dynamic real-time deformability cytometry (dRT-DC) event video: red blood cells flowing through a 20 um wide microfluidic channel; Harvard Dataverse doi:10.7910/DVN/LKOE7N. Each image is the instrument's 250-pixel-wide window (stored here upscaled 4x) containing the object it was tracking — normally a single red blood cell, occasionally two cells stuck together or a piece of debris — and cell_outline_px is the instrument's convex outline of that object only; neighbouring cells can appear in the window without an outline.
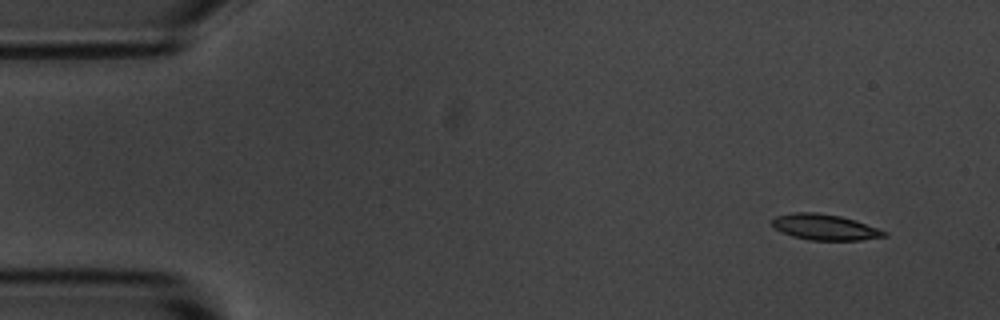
{"species": "common noctule bat (a hibernating species)", "species_latin": "Nyctalus noctula", "temperature_condition": "room temperature", "stored_images_in_passage": 4, "camera_frame_rate_fps": 3000, "um_per_image_px": 0.085, "animal": {"sex": "male", "body_mass_g": 20.1, "forearm_length_mm": 53.5}, "frame": {"image": 1, "passage_image": 1, "time_ms": 0.0, "image_size_px": [1000, 320], "cell_outline_px": [[888, 236], [860, 240], [808, 240], [792, 236], [780, 232], [772, 224], [772, 220], [776, 216], [792, 212], [816, 212], [840, 216], [856, 220], [888, 232]], "centroid_in_image_um": [70.11, 19.3], "position_along_channel_um": 14.9, "area_um2": 16.94}}
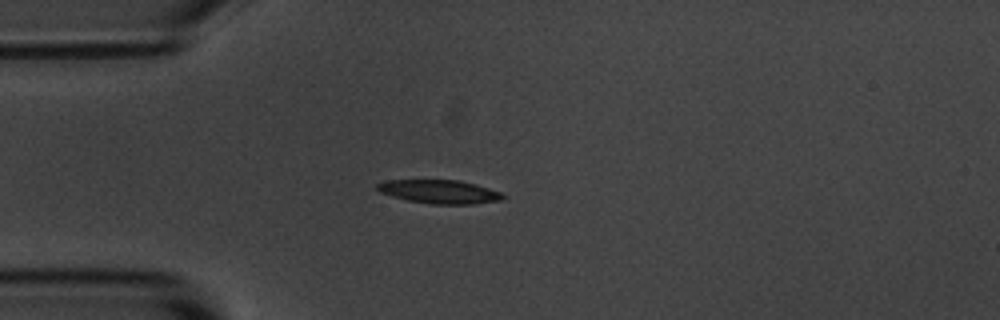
{"frame": {"image": 2, "passage_image": 4, "time_ms": 3.333, "image_size_px": [1000, 320], "cell_outline_px": [[504, 196], [500, 200], [472, 204], [432, 204], [408, 200], [392, 196], [380, 192], [376, 188], [376, 184], [384, 180], [460, 180], [476, 184], [504, 192]], "centroid_in_image_um": [37.37, 16.28], "position_along_channel_um": 47.6, "area_um2": 17.34}}